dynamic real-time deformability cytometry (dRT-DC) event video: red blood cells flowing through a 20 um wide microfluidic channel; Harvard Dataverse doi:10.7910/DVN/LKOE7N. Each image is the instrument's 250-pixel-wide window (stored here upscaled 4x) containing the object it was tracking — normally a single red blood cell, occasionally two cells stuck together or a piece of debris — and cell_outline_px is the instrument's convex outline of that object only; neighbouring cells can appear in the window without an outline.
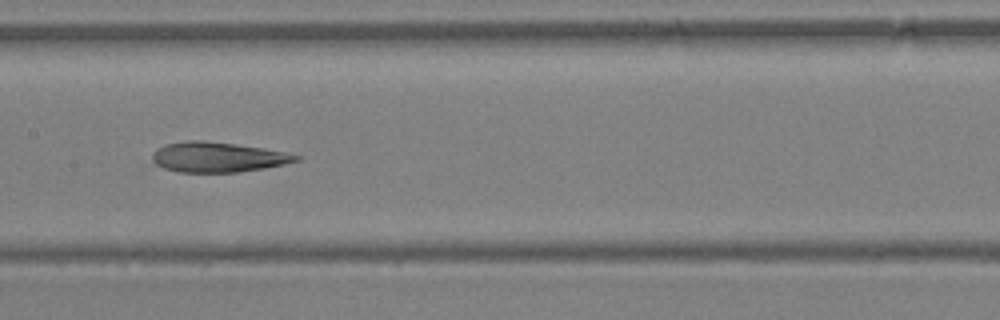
{"species": "Egyptian fruit bat (a non-hibernating species)", "species_latin": "Rousettus aegyptiacus", "temperature_condition": "warm", "stored_images_in_passage": 37, "camera_frame_rate_fps": 3000, "um_per_image_px": 0.085, "animal": {"sex": "female"}, "frame": {"image": 1, "passage_image": 18, "time_ms": 5.667, "image_size_px": [1000, 320], "cell_outline_px": [[300, 160], [284, 164], [264, 168], [240, 172], [180, 172], [164, 168], [156, 164], [152, 160], [152, 152], [156, 148], [164, 144], [188, 140], [204, 140], [236, 144], [264, 148], [284, 152], [300, 156]], "centroid_in_image_um": [18.47, 13.35], "position_along_channel_um": 188.9, "area_um2": 25.26}}
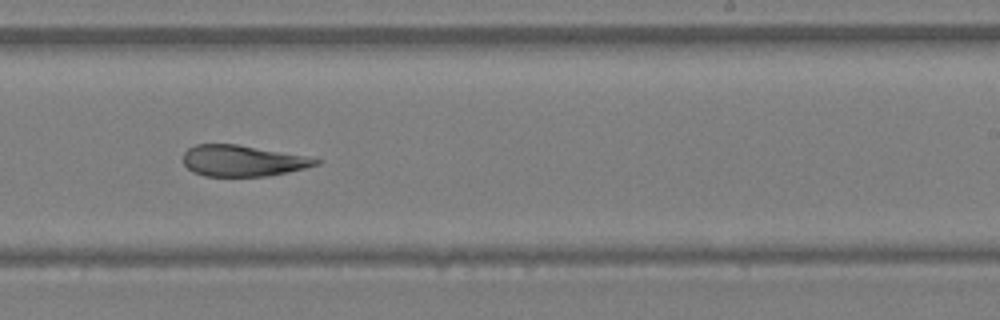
{"frame": {"image": 2, "passage_image": 23, "time_ms": 7.333, "image_size_px": [1000, 320], "cell_outline_px": [[324, 160], [320, 164], [288, 172], [264, 176], [204, 176], [192, 172], [184, 164], [184, 152], [188, 148], [196, 144], [236, 144], [304, 156]], "centroid_in_image_um": [20.6, 13.67], "position_along_channel_um": 268.4, "area_um2": 23.87}}
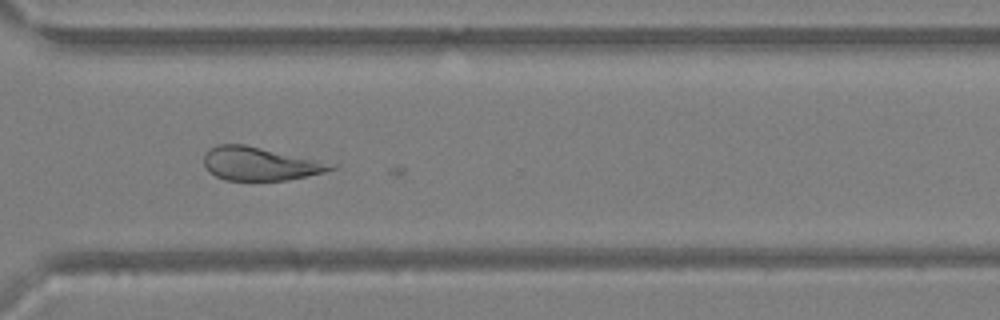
{"frame": {"image": 3, "passage_image": 28, "time_ms": 9.0, "image_size_px": [1000, 320], "cell_outline_px": [[340, 164], [336, 168], [324, 172], [288, 180], [224, 180], [208, 172], [204, 164], [204, 152], [208, 148], [216, 144], [244, 144]], "centroid_in_image_um": [22.1, 13.91], "position_along_channel_um": 348.5, "area_um2": 25.03}}